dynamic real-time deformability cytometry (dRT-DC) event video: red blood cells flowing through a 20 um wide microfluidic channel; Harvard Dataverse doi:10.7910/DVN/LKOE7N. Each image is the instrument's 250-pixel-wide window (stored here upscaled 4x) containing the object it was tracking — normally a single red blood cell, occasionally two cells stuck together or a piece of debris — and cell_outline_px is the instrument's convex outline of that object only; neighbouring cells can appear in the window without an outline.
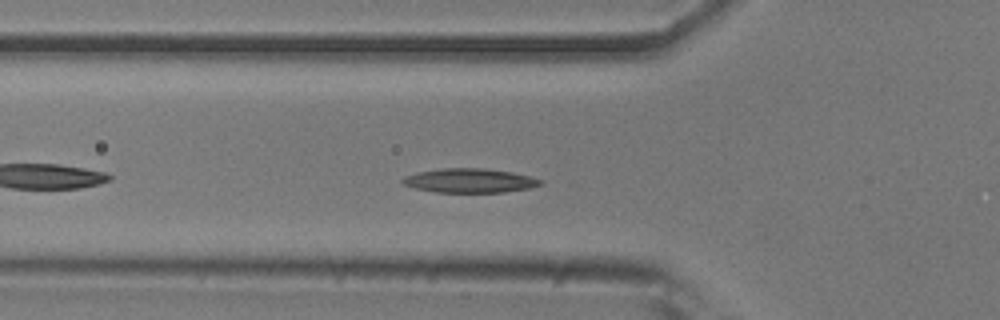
{"species": "common noctule bat (a hibernating species)", "species_latin": "Nyctalus noctula", "temperature_condition": "room temperature", "stored_images_in_passage": 43, "segment_of_instrument_passage": [1, 2], "camera_frame_rate_fps": 3000, "um_per_image_px": 0.085, "animal": {"sex": "male", "body_mass_g": 20.5, "forearm_length_mm": 52.5}, "frame": {"image": 1, "passage_image": 6, "time_ms": 1.667, "image_size_px": [1000, 320], "cell_outline_px": [[544, 184], [532, 188], [504, 192], [436, 192], [416, 188], [404, 184], [400, 180], [404, 176], [416, 172], [440, 168], [484, 168], [512, 172], [544, 180]], "centroid_in_image_um": [39.95, 15.34], "position_along_channel_um": 85.9, "area_um2": 19.54}}
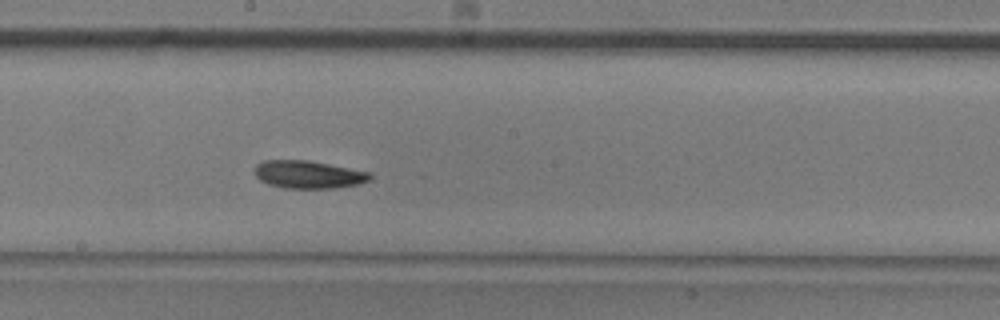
{"frame": {"image": 2, "passage_image": 17, "time_ms": 5.333, "image_size_px": [1000, 320], "cell_outline_px": [[372, 176], [368, 180], [356, 184], [332, 188], [284, 188], [268, 184], [260, 180], [256, 176], [256, 164], [264, 160], [308, 160], [372, 172]], "centroid_in_image_um": [26.21, 14.82], "position_along_channel_um": 222.0, "area_um2": 18.55}}
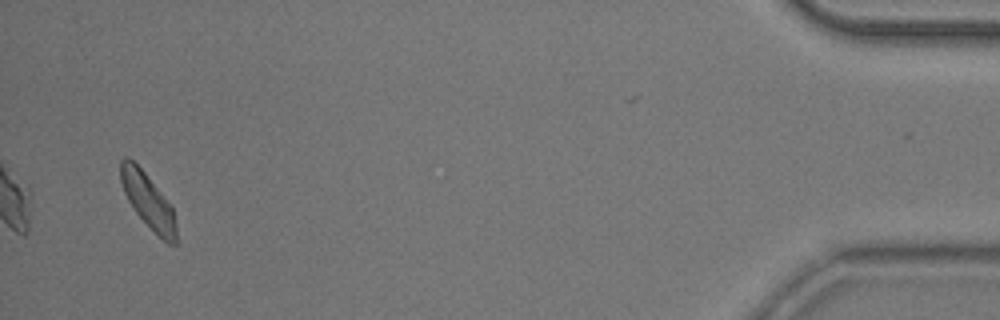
{"frame": {"image": 3, "passage_image": 40, "time_ms": 13.0, "image_size_px": [1000, 320], "cell_outline_px": [[176, 244], [168, 244], [136, 212], [128, 200], [124, 192], [120, 180], [120, 160], [124, 156], [128, 156], [144, 172], [172, 204], [176, 224]], "centroid_in_image_um": [12.59, 17.02], "position_along_channel_um": 422.6, "area_um2": 17.51}}